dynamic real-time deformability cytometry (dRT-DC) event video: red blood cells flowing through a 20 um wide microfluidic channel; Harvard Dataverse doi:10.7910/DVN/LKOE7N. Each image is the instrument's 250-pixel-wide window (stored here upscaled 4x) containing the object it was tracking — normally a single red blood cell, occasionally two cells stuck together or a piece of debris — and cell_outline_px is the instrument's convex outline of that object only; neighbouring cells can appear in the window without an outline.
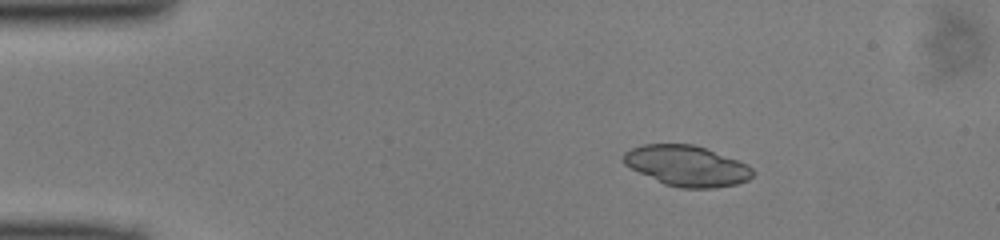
{"species": "common noctule bat (a hibernating species)", "species_latin": "Nyctalus noctula", "temperature_condition": "cold", "stored_images_in_passage": 42, "segment_of_instrument_passage": [1, 2], "camera_frame_rate_fps": 3000, "um_per_image_px": 0.085, "animal": {"sex": "male", "body_mass_g": 13.0, "forearm_length_mm": 53.1}, "frame": {"image": 1, "passage_image": 1, "time_ms": 0.0, "image_size_px": [1000, 240], "cell_outline_px": [[752, 176], [748, 180], [736, 184], [716, 188], [680, 188], [664, 184], [624, 164], [624, 152], [632, 148], [644, 144], [692, 144], [704, 148], [748, 164], [752, 168]], "centroid_in_image_um": [58.39, 14.1], "position_along_channel_um": 26.6, "area_um2": 30.17}}